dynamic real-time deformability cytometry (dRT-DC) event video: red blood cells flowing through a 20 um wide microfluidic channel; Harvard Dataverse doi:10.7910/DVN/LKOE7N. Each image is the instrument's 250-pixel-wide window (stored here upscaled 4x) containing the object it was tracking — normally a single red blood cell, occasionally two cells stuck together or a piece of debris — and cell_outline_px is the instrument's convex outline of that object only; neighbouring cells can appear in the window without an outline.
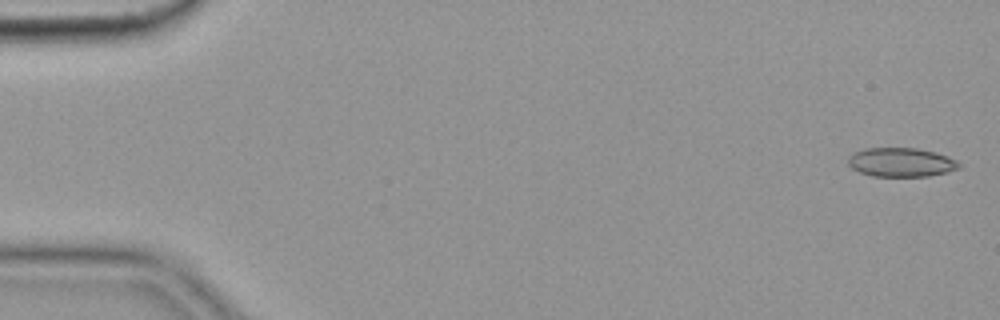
{"species": "common noctule bat (a hibernating species)", "species_latin": "Nyctalus noctula", "temperature_condition": "cold", "stored_images_in_passage": 55, "camera_frame_rate_fps": 3000, "um_per_image_px": 0.085, "animal": {"sex": "female", "body_mass_g": 19.9}, "frame": {"image": 1, "passage_image": 1, "time_ms": 0.0, "image_size_px": [1000, 320], "cell_outline_px": [[960, 168], [948, 172], [928, 176], [872, 176], [860, 172], [852, 168], [848, 164], [848, 156], [852, 152], [864, 148], [916, 148], [936, 152], [948, 156], [956, 160], [960, 164]], "centroid_in_image_um": [76.58, 13.79], "position_along_channel_um": 8.4, "area_um2": 18.9}}
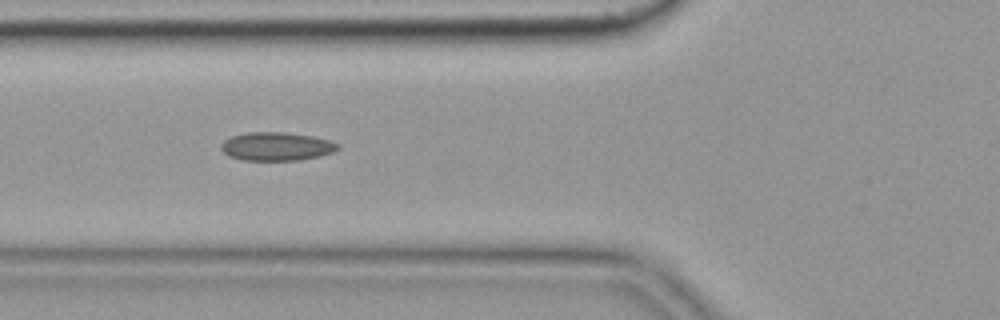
{"frame": {"image": 2, "passage_image": 20, "time_ms": 6.333, "image_size_px": [1000, 320], "cell_outline_px": [[340, 148], [332, 152], [320, 156], [296, 160], [244, 160], [228, 156], [220, 148], [220, 144], [224, 140], [232, 136], [248, 132], [284, 132], [312, 136], [328, 140], [340, 144]], "centroid_in_image_um": [23.49, 12.44], "position_along_channel_um": 102.3, "area_um2": 19.31}}
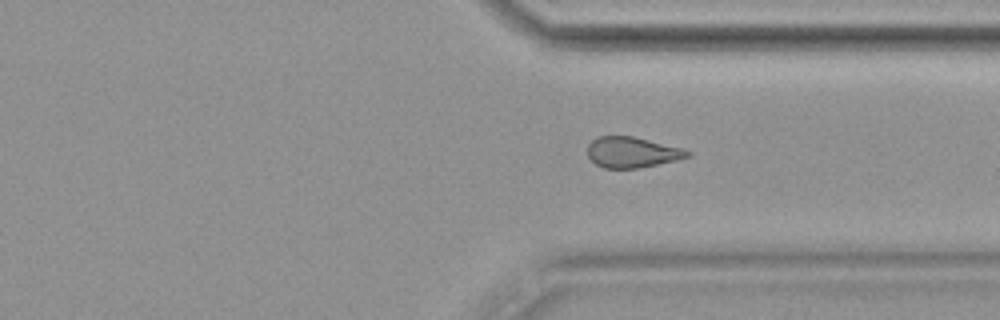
{"frame": {"image": 3, "passage_image": 41, "time_ms": 13.333, "image_size_px": [1000, 320], "cell_outline_px": [[692, 152], [688, 156], [676, 160], [640, 168], [604, 168], [596, 164], [588, 156], [588, 144], [596, 136], [632, 136], [680, 148]], "centroid_in_image_um": [53.68, 12.94], "position_along_channel_um": 357.7, "area_um2": 17.63}, "authors_computed_cell_mechanics": {"area_um2": 18.8428, "velocity_mm_per_s": 3.6515, "shape_relaxation_time_tau1_ms": null, "shape_relaxation_time_tau2_ms": 5.9949, "deformation_change_tau1": null, "deformation_change_tau2": 0.1215}}